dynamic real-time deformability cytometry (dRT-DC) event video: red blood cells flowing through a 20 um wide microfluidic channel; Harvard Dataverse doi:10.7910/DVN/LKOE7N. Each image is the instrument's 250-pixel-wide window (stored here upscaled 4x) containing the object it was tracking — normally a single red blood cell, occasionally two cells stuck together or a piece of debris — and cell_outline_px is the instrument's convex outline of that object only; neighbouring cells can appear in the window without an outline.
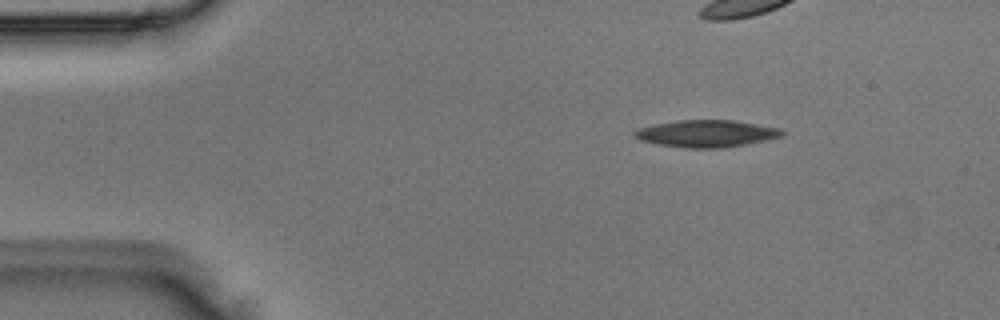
{"species": "Egyptian fruit bat (a non-hibernating species)", "species_latin": "Rousettus aegyptiacus", "temperature_condition": "room temperature", "stored_images_in_passage": 3, "camera_frame_rate_fps": 3000, "um_per_image_px": 0.085, "animal": {"sex": "male"}, "frame": {"image": 1, "passage_image": 1, "time_ms": 0.0, "image_size_px": [1000, 320], "cell_outline_px": [[788, 132], [784, 136], [768, 140], [720, 148], [688, 148], [656, 144], [640, 140], [632, 136], [632, 132], [640, 128], [656, 124], [676, 120], [736, 120], [780, 128]], "centroid_in_image_um": [60.09, 11.35], "position_along_channel_um": 24.9, "area_um2": 23.47}}